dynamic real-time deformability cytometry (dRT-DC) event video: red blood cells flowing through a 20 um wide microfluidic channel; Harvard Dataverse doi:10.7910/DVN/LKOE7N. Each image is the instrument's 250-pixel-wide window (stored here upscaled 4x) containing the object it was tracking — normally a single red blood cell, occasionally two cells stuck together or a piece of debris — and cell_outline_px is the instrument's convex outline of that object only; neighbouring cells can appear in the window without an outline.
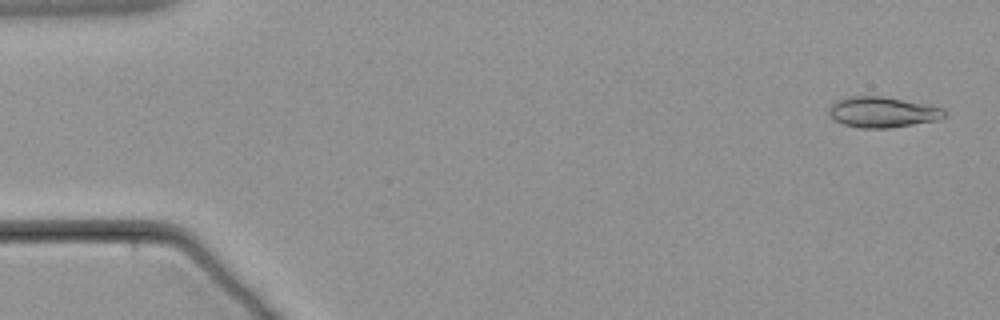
{"species": "common noctule bat (a hibernating species)", "species_latin": "Nyctalus noctula", "temperature_condition": "warm", "stored_images_in_passage": 60, "camera_frame_rate_fps": 3000, "um_per_image_px": 0.085, "animal": {"sex": "male", "body_mass_g": 21.5, "forearm_length_mm": 52.0}, "frame": {"image": 1, "passage_image": 2, "time_ms": 0.333, "image_size_px": [1000, 320], "cell_outline_px": [[948, 112], [940, 120], [892, 128], [860, 128], [844, 124], [832, 120], [828, 116], [828, 108], [836, 100], [848, 96], [880, 96], [944, 108]], "centroid_in_image_um": [74.98, 9.55], "position_along_channel_um": 10.0, "area_um2": 20.81}}
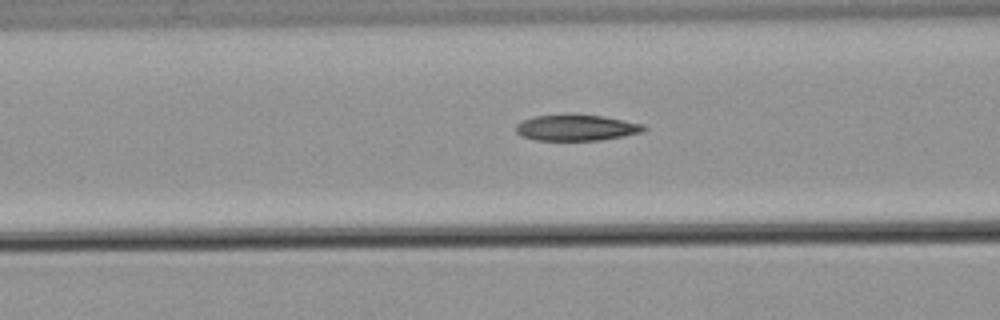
{"frame": {"image": 2, "passage_image": 24, "time_ms": 7.667, "image_size_px": [1000, 320], "cell_outline_px": [[648, 128], [644, 132], [624, 136], [600, 140], [536, 140], [524, 136], [516, 132], [516, 124], [532, 116], [604, 116], [644, 124]], "centroid_in_image_um": [49.06, 10.87], "position_along_channel_um": 117.5, "area_um2": 18.96}}
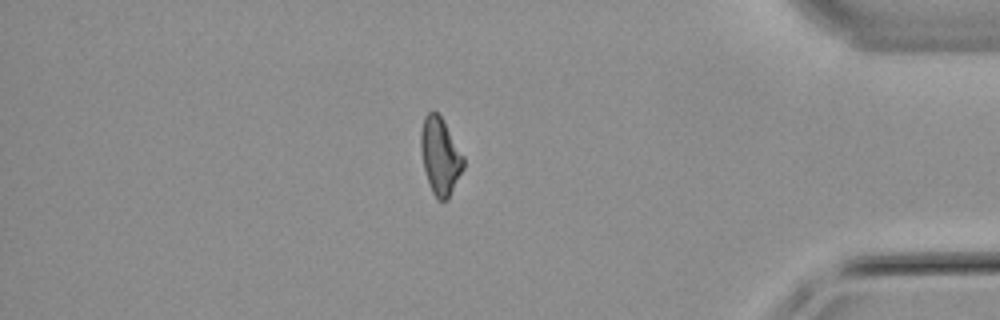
{"frame": {"image": 3, "passage_image": 52, "time_ms": 17.0, "image_size_px": [1000, 320], "cell_outline_px": [[464, 168], [448, 196], [444, 200], [436, 200], [432, 192], [424, 168], [420, 148], [420, 132], [424, 116], [428, 112], [436, 112], [440, 116], [464, 156]], "centroid_in_image_um": [37.4, 13.25], "position_along_channel_um": 397.8, "area_um2": 18.73}}